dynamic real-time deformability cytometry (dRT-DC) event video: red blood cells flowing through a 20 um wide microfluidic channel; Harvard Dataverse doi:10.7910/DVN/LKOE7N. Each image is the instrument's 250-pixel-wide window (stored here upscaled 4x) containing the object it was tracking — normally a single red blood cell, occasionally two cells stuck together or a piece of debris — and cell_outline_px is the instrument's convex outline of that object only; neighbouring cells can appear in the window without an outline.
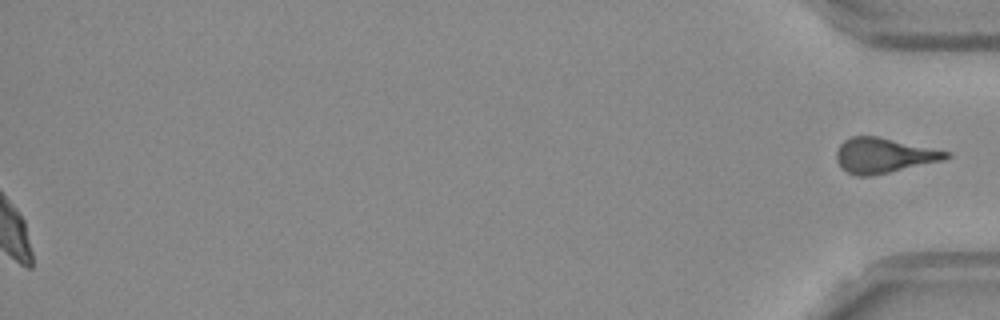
{"species": "Egyptian fruit bat (a non-hibernating species)", "species_latin": "Rousettus aegyptiacus", "temperature_condition": "room temperature", "stored_images_in_passage": 54, "camera_frame_rate_fps": 3000, "um_per_image_px": 0.085, "frame": {"image": 1, "passage_image": 54, "time_ms": 17.667, "image_size_px": [1000, 320], "cell_outline_px": [[952, 156], [944, 160], [888, 172], [868, 176], [856, 176], [848, 172], [836, 160], [836, 152], [840, 144], [844, 140], [852, 136], [876, 136], [952, 152]], "centroid_in_image_um": [75.13, 13.2], "position_along_channel_um": 360.1, "area_um2": 22.14}, "authors_computed_cell_mechanics": {"area_um2": 24.7384, "velocity_mm_per_s": 3.7388, "shape_relaxation_time_tau1_ms": 5.8182, "shape_relaxation_time_tau2_ms": 1.9728, "deformation_change_tau1": 0.161, "deformation_change_tau2": 0.0782}}